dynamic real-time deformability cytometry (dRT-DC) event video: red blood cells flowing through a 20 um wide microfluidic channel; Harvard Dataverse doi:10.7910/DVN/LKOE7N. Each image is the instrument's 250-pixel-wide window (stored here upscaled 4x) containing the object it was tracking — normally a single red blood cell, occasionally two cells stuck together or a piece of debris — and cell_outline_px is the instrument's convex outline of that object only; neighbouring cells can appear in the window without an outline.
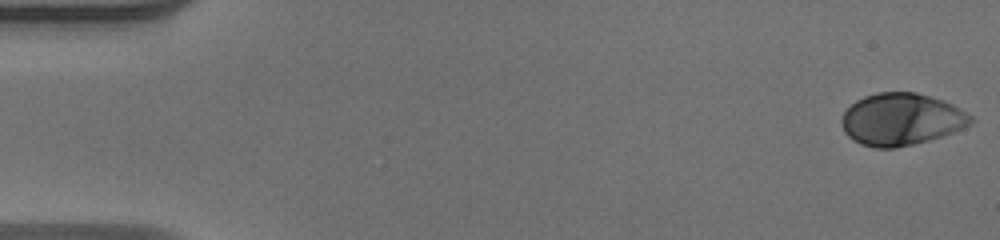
{"species": "human", "species_latin": "Homo sapiens", "temperature_condition": "warm", "stored_images_in_passage": 52, "camera_frame_rate_fps": 3000, "um_per_image_px": 0.085, "donor": {"sex": "male"}, "frame": {"image": 1, "passage_image": 1, "time_ms": 0.0, "image_size_px": [1000, 240], "cell_outline_px": [[972, 120], [968, 124], [952, 132], [928, 140], [896, 148], [876, 148], [860, 144], [852, 140], [844, 132], [840, 120], [844, 112], [856, 100], [864, 96], [876, 92], [916, 92], [952, 104], [972, 116]], "centroid_in_image_um": [76.54, 10.14], "position_along_channel_um": 8.5, "area_um2": 38.84}}
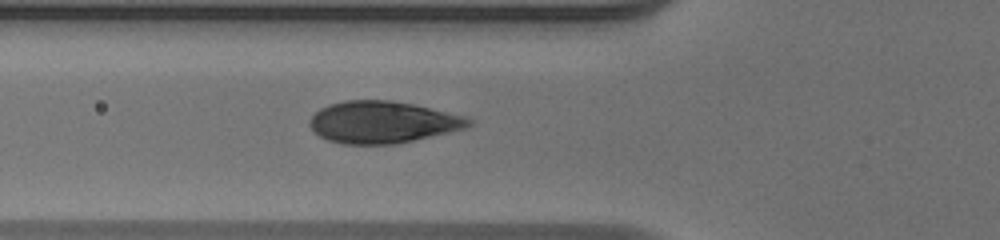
{"frame": {"image": 2, "passage_image": 19, "time_ms": 6.0, "image_size_px": [1000, 240], "cell_outline_px": [[472, 124], [464, 128], [448, 132], [396, 144], [344, 144], [328, 140], [320, 136], [308, 124], [308, 120], [320, 108], [328, 104], [344, 100], [392, 100], [412, 104], [468, 116], [472, 120]], "centroid_in_image_um": [32.51, 10.37], "position_along_channel_um": 93.3, "area_um2": 38.78}}
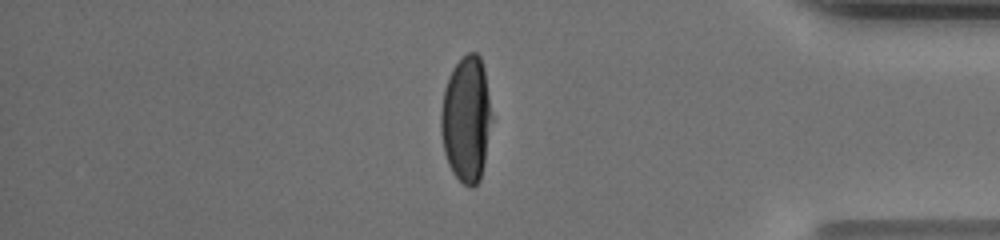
{"frame": {"image": 3, "passage_image": 44, "time_ms": 14.333, "image_size_px": [1000, 240], "cell_outline_px": [[488, 120], [484, 164], [480, 180], [472, 188], [464, 184], [452, 172], [448, 164], [444, 152], [440, 132], [440, 112], [444, 88], [448, 76], [452, 68], [468, 52], [476, 52], [480, 56], [484, 68], [488, 96]], "centroid_in_image_um": [39.56, 10.12], "position_along_channel_um": 395.6, "area_um2": 36.41}, "authors_computed_cell_mechanics": {"area_um2": 38.7838, "velocity_mm_per_s": 3.9602, "shape_relaxation_time_tau1_ms": 3.8318, "shape_relaxation_time_tau2_ms": null, "deformation_change_tau1": 0.2249, "deformation_change_tau2": null}}